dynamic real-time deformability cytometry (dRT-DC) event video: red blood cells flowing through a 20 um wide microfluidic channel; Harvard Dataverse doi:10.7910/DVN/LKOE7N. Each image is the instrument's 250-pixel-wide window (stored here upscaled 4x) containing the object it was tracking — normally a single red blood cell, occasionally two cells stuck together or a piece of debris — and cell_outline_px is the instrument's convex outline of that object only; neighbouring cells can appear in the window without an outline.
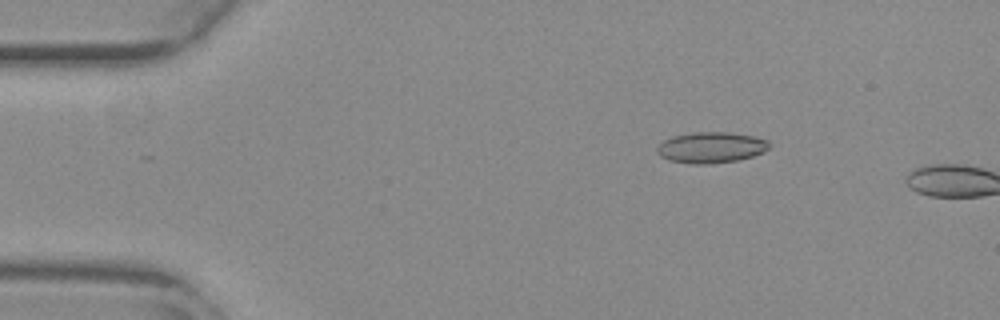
{"species": "common noctule bat (a hibernating species)", "species_latin": "Nyctalus noctula", "temperature_condition": "warm", "stored_images_in_passage": 3, "camera_frame_rate_fps": 3000, "um_per_image_px": 0.085, "animal": {"sex": "female", "body_mass_g": 29.2, "forearm_length_mm": 56.3}, "frame": {"image": 1, "passage_image": 1, "time_ms": 0.0, "image_size_px": [1000, 320], "cell_outline_px": [[772, 144], [764, 152], [752, 156], [736, 160], [712, 164], [692, 164], [668, 160], [660, 156], [656, 152], [656, 148], [664, 140], [672, 136], [692, 132], [732, 132], [752, 136], [768, 140]], "centroid_in_image_um": [60.43, 12.53], "position_along_channel_um": 24.6, "area_um2": 20.4}}